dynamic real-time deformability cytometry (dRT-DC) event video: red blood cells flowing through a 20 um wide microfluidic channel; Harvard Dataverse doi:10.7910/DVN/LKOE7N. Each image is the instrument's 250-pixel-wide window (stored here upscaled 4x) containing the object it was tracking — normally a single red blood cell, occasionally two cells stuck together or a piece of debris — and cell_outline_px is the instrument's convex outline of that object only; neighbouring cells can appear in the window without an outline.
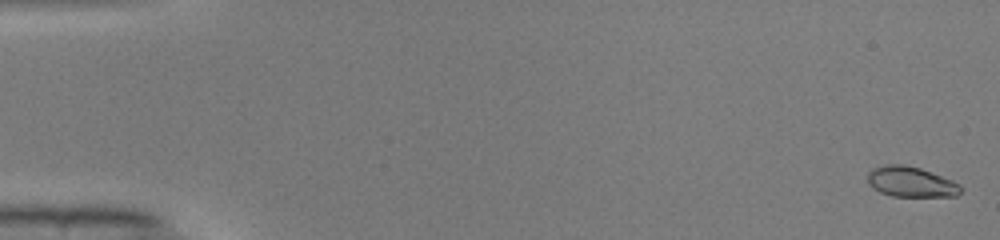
{"species": "common noctule bat (a hibernating species)", "species_latin": "Nyctalus noctula", "temperature_condition": "warm", "stored_images_in_passage": 50, "camera_frame_rate_fps": 3000, "um_per_image_px": 0.085, "animal": {"sex": "male", "body_mass_g": 19.0, "forearm_length_mm": 50.8}, "frame": {"image": 1, "passage_image": 1, "time_ms": 0.0, "image_size_px": [1000, 240], "cell_outline_px": [[964, 188], [956, 196], [892, 196], [880, 192], [872, 188], [868, 184], [868, 172], [872, 168], [884, 164], [900, 164], [920, 168], [952, 180], [960, 184]], "centroid_in_image_um": [77.41, 15.46], "position_along_channel_um": 7.6, "area_um2": 16.53}}
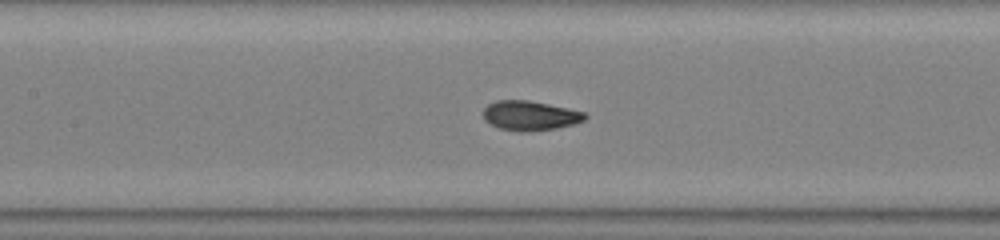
{"frame": {"image": 2, "passage_image": 24, "time_ms": 7.667, "image_size_px": [1000, 240], "cell_outline_px": [[588, 116], [584, 120], [572, 124], [556, 128], [528, 132], [520, 132], [500, 128], [484, 120], [484, 108], [488, 104], [496, 100], [528, 100], [568, 108], [584, 112]], "centroid_in_image_um": [45.05, 9.82], "position_along_channel_um": 162.4, "area_um2": 17.46}}
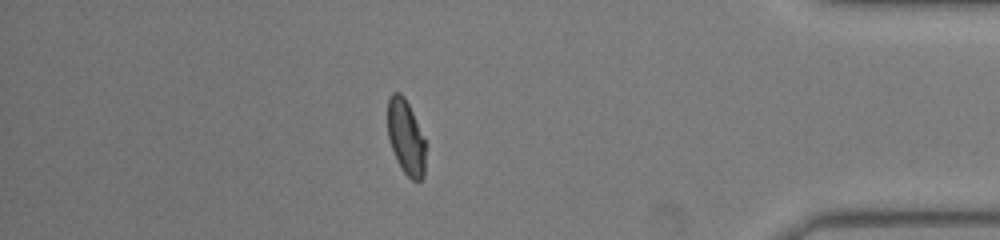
{"frame": {"image": 3, "passage_image": 44, "time_ms": 14.333, "image_size_px": [1000, 240], "cell_outline_px": [[424, 176], [420, 180], [412, 180], [404, 172], [392, 148], [388, 136], [388, 100], [392, 92], [400, 92], [404, 96], [412, 112], [424, 140]], "centroid_in_image_um": [34.48, 11.63], "position_along_channel_um": 400.7, "area_um2": 15.95}, "authors_computed_cell_mechanics": {"area_um2": 16.8776, "velocity_mm_per_s": 4.087, "shape_relaxation_time_tau1_ms": 4.7502, "shape_relaxation_time_tau2_ms": null, "deformation_change_tau1": 0.1842, "deformation_change_tau2": null}}